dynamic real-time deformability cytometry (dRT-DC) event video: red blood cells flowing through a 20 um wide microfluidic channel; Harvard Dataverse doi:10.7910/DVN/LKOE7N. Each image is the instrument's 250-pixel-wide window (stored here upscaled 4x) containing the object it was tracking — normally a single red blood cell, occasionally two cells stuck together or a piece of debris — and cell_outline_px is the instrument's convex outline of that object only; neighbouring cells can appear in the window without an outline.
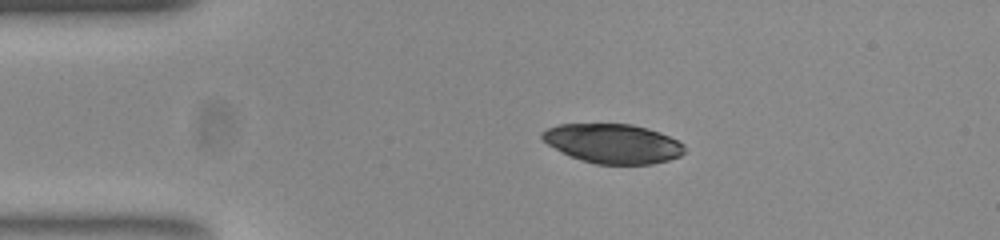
{"species": "common noctule bat (a hibernating species)", "species_latin": "Nyctalus noctula", "temperature_condition": "room temperature", "stored_images_in_passage": 40, "camera_frame_rate_fps": 3000, "um_per_image_px": 0.085, "animal": {"sex": "female", "body_mass_g": 23.0, "forearm_length_mm": 53.4}, "frame": {"image": 1, "passage_image": 1, "time_ms": 0.0, "image_size_px": [1000, 240], "cell_outline_px": [[684, 152], [680, 156], [668, 160], [652, 164], [596, 164], [572, 156], [548, 144], [540, 136], [540, 132], [548, 128], [560, 124], [632, 124], [648, 128], [660, 132], [684, 144]], "centroid_in_image_um": [52.12, 12.19], "position_along_channel_um": 32.9, "area_um2": 32.37}}